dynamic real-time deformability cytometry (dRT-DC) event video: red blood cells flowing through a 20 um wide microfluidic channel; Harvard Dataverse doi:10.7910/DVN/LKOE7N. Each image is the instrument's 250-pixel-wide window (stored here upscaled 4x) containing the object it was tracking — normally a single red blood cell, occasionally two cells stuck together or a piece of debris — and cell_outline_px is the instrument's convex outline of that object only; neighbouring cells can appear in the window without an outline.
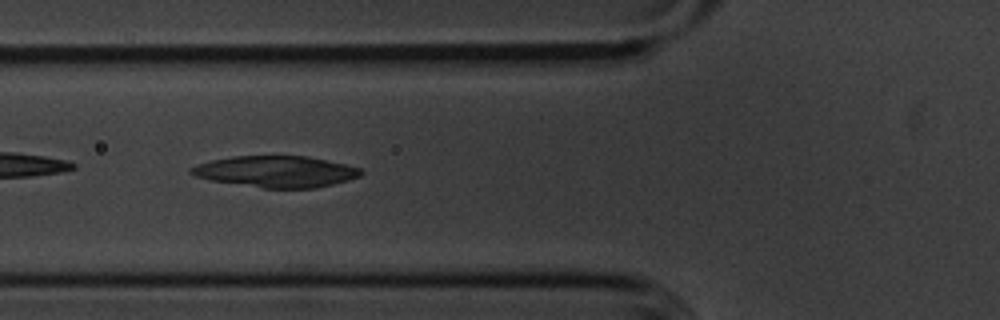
{"species": "common noctule bat (a hibernating species)", "species_latin": "Nyctalus noctula", "temperature_condition": "cold", "stored_images_in_passage": 47, "camera_frame_rate_fps": 3000, "um_per_image_px": 0.085, "animal": {"sex": "male", "body_mass_g": 20.1, "forearm_length_mm": 53.5}, "frame": {"image": 1, "passage_image": 12, "time_ms": 3.667, "image_size_px": [1000, 320], "cell_outline_px": [[364, 172], [360, 176], [348, 180], [316, 188], [264, 188], [212, 180], [196, 176], [188, 172], [188, 168], [196, 164], [212, 160], [232, 156], [308, 156], [344, 164], [360, 168]], "centroid_in_image_um": [23.45, 14.58], "position_along_channel_um": 102.3, "area_um2": 30.87}}
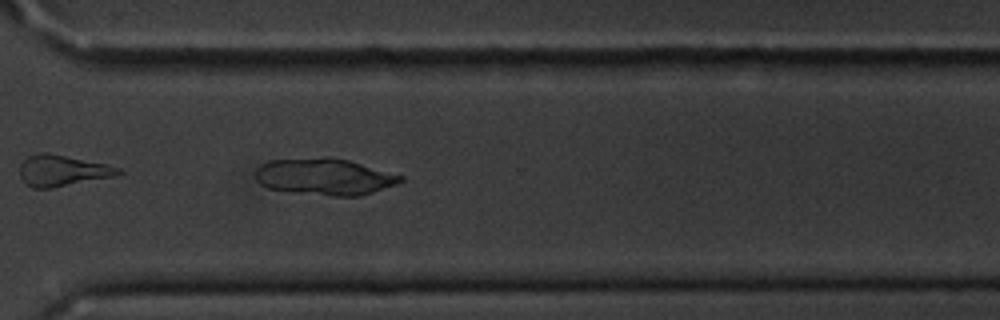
{"frame": {"image": 2, "passage_image": 32, "time_ms": 10.333, "image_size_px": [1000, 320], "cell_outline_px": [[404, 180], [396, 184], [360, 196], [332, 196], [296, 192], [268, 188], [260, 184], [256, 180], [256, 168], [260, 164], [272, 160], [348, 160], [404, 176]], "centroid_in_image_um": [27.6, 15.06], "position_along_channel_um": 343.0, "area_um2": 29.82}}
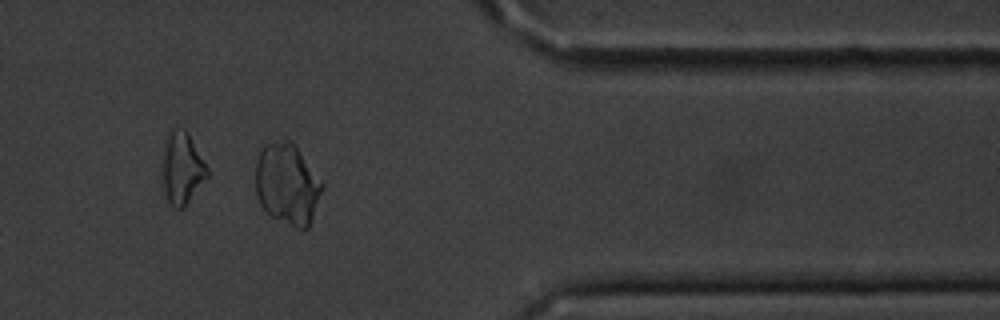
{"frame": {"image": 3, "passage_image": 37, "time_ms": 12.0, "image_size_px": [1000, 320], "cell_outline_px": [[324, 188], [312, 220], [308, 228], [304, 232], [272, 216], [260, 204], [256, 196], [256, 160], [260, 152], [268, 144], [288, 140], [296, 148], [324, 184]], "centroid_in_image_um": [24.44, 15.72], "position_along_channel_um": 387.0, "area_um2": 31.1}}